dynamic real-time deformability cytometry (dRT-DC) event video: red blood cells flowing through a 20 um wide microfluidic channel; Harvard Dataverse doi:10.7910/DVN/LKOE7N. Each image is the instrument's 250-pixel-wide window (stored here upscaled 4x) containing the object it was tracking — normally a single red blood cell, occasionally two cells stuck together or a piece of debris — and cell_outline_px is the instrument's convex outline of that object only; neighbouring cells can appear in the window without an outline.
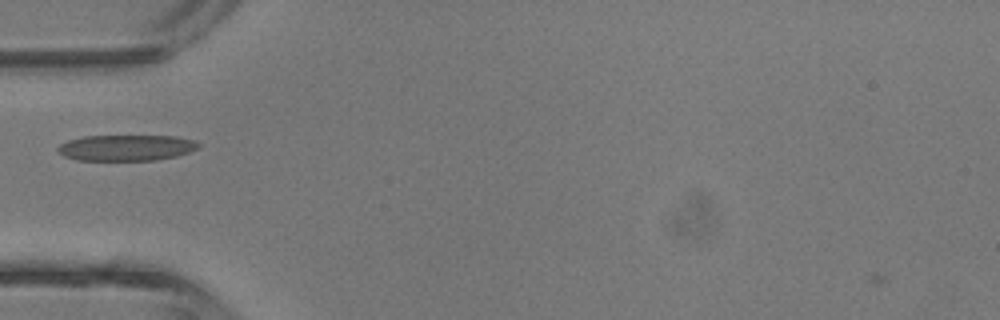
{"species": "common noctule bat (a hibernating species)", "species_latin": "Nyctalus noctula", "temperature_condition": "room temperature", "stored_images_in_passage": 1, "camera_frame_rate_fps": 3000, "um_per_image_px": 0.085, "animal": {"sex": "male", "body_mass_g": 13.3}, "frame": {"image": 1, "passage_image": 1, "time_ms": 0.0, "image_size_px": [1000, 320], "cell_outline_px": [[200, 148], [176, 156], [156, 160], [76, 160], [64, 156], [56, 148], [60, 144], [68, 140], [84, 136], [176, 136], [192, 140], [200, 144]], "centroid_in_image_um": [10.73, 12.56], "position_along_channel_um": 74.3, "area_um2": 21.21}}